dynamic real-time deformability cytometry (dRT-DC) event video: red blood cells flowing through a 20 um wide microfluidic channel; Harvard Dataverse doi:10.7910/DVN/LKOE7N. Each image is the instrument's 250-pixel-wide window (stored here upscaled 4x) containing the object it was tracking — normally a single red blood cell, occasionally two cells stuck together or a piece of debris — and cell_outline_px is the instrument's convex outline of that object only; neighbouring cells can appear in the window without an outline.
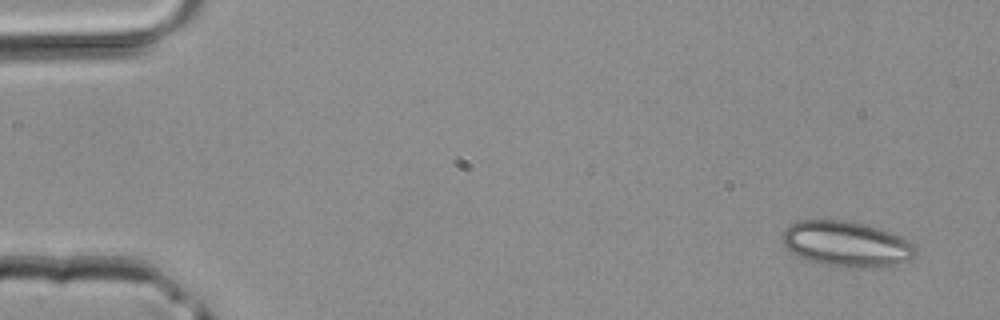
{"species": "common noctule bat (a hibernating species)", "species_latin": "Nyctalus noctula", "temperature_condition": "room temperature", "stored_images_in_passage": 4, "camera_frame_rate_fps": 3000, "um_per_image_px": 0.085, "animal": {"sex": "male", "body_mass_g": 20.4}, "frame": {"image": 1, "passage_image": 1, "time_ms": 0.0, "image_size_px": [1000, 320], "cell_outline_px": [[916, 256], [908, 260], [896, 264], [860, 268], [856, 268], [824, 264], [808, 260], [792, 252], [784, 244], [780, 236], [792, 224], [800, 220], [844, 220], [876, 228], [888, 232], [912, 244], [916, 248]], "centroid_in_image_um": [71.92, 20.74], "position_along_channel_um": 13.1, "area_um2": 34.39}}
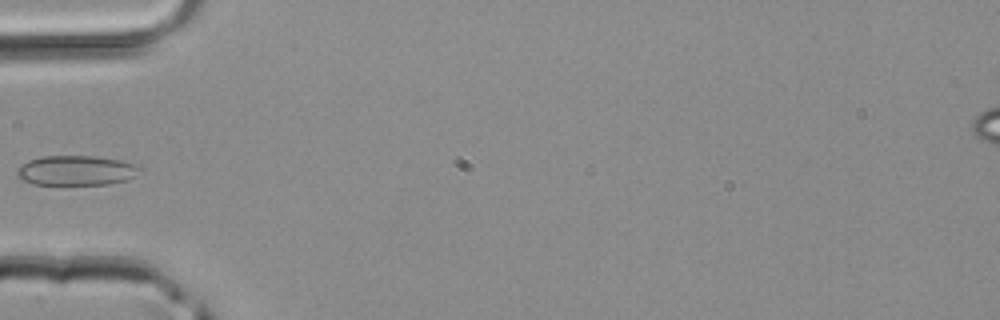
{"frame": {"image": 2, "passage_image": 4, "time_ms": 1.0, "image_size_px": [1000, 320], "cell_outline_px": [[144, 168], [128, 180], [108, 184], [32, 184], [16, 176], [16, 168], [20, 164], [28, 160], [44, 156], [96, 156], [120, 160], [136, 164]], "centroid_in_image_um": [6.47, 14.48], "position_along_channel_um": 78.5, "area_um2": 21.5}}